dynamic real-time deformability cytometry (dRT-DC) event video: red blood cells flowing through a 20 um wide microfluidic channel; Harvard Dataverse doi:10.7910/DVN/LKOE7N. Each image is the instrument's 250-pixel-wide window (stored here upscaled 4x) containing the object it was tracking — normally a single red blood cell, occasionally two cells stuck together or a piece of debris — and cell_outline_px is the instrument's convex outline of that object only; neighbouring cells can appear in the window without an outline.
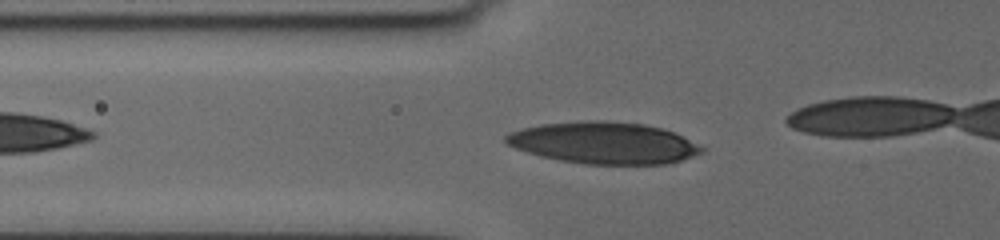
{"species": "human", "species_latin": "Homo sapiens", "temperature_condition": "cold", "stored_images_in_passage": 31, "camera_frame_rate_fps": 3000, "um_per_image_px": 0.085, "donor": {"sex": "female"}, "frame": {"image": 1, "passage_image": 2, "time_ms": 0.333, "image_size_px": [1000, 240], "cell_outline_px": [[704, 152], [680, 160], [664, 164], [584, 164], [560, 160], [540, 156], [516, 148], [508, 144], [504, 140], [504, 136], [508, 132], [520, 128], [540, 124], [580, 120], [604, 120], [644, 124], [676, 132], [704, 148]], "centroid_in_image_um": [51.29, 12.13], "position_along_channel_um": 74.5, "area_um2": 47.8}}
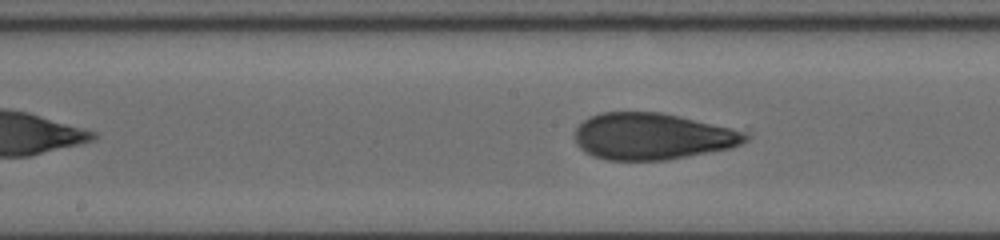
{"frame": {"image": 2, "passage_image": 12, "time_ms": 3.667, "image_size_px": [1000, 240], "cell_outline_px": [[752, 136], [748, 140], [732, 148], [668, 160], [608, 160], [592, 156], [584, 152], [576, 144], [576, 128], [588, 116], [600, 112], [660, 112], [680, 116], [732, 128], [748, 132]], "centroid_in_image_um": [55.47, 11.59], "position_along_channel_um": 192.7, "area_um2": 46.7}}
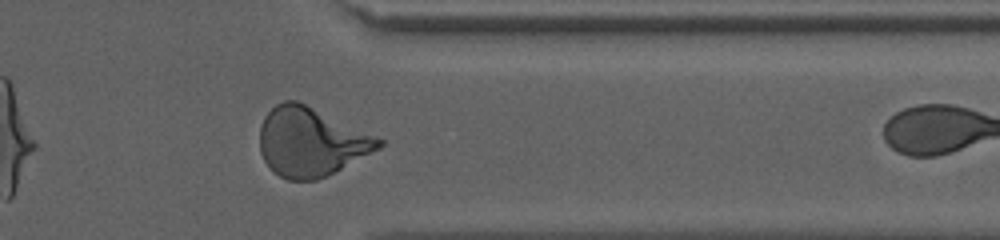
{"frame": {"image": 3, "passage_image": 28, "time_ms": 9.0, "image_size_px": [1000, 240], "cell_outline_px": [[384, 144], [380, 148], [316, 180], [288, 180], [272, 172], [264, 160], [260, 152], [260, 124], [264, 116], [276, 104], [284, 100], [296, 100], [384, 140]], "centroid_in_image_um": [26.37, 12.06], "position_along_channel_um": 385.0, "area_um2": 47.05}}